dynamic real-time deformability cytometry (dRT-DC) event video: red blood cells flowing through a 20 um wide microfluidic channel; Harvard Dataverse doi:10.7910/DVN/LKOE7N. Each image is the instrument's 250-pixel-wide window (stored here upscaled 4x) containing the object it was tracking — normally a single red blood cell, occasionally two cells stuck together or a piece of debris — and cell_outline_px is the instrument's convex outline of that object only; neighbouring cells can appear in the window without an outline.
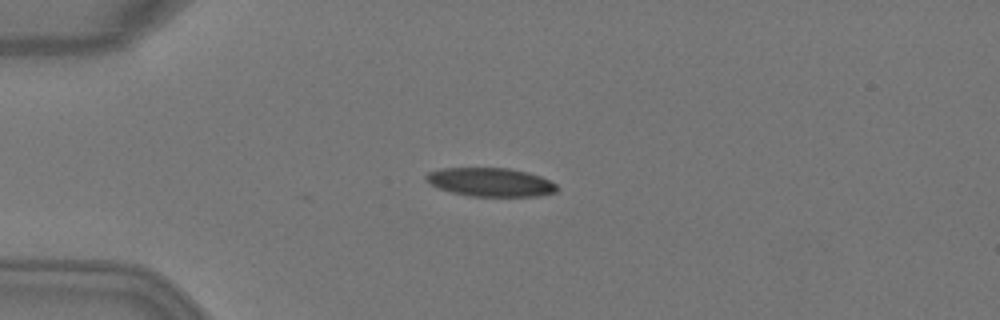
{"species": "Egyptian fruit bat (a non-hibernating species)", "species_latin": "Rousettus aegyptiacus", "temperature_condition": "warm", "stored_images_in_passage": 3, "camera_frame_rate_fps": 3000, "um_per_image_px": 0.085, "animal": {"sex": "female"}, "frame": {"image": 1, "passage_image": 2, "time_ms": 0.333, "image_size_px": [1000, 320], "cell_outline_px": [[560, 188], [556, 192], [540, 196], [468, 196], [452, 192], [440, 188], [424, 180], [424, 176], [428, 172], [440, 168], [508, 168], [528, 172], [540, 176], [556, 184]], "centroid_in_image_um": [41.7, 15.48], "position_along_channel_um": 43.3, "area_um2": 21.91}}